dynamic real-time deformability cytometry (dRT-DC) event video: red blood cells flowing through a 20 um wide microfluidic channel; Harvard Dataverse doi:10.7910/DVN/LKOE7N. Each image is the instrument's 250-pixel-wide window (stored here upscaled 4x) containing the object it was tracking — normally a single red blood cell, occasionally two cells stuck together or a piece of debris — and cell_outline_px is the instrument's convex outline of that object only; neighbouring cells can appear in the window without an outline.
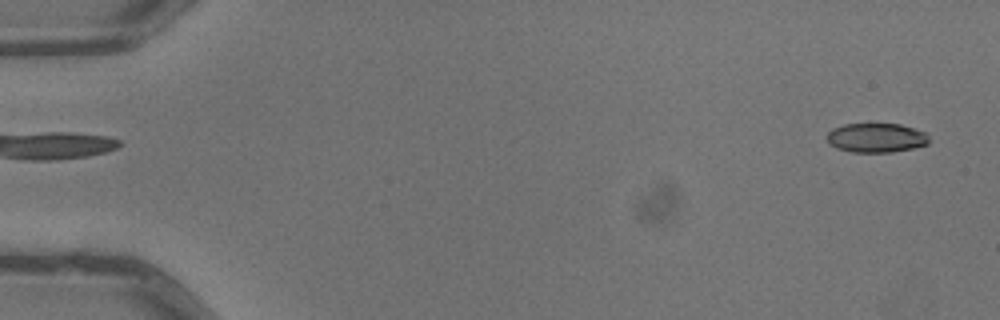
{"species": "common noctule bat (a hibernating species)", "species_latin": "Nyctalus noctula", "temperature_condition": "warm", "stored_images_in_passage": 6, "segment_of_instrument_passage": [2, 2], "camera_frame_rate_fps": 3000, "um_per_image_px": 0.085, "animal": {"sex": "male", "body_mass_g": 13.3}, "frame": {"image": 1, "passage_image": 6, "time_ms": 1.667, "image_size_px": [1000, 320], "cell_outline_px": [[928, 144], [912, 148], [892, 152], [852, 152], [836, 148], [828, 144], [828, 132], [832, 128], [844, 124], [900, 124], [924, 132], [928, 136]], "centroid_in_image_um": [74.45, 11.71], "position_along_channel_um": 10.6, "area_um2": 17.34}}